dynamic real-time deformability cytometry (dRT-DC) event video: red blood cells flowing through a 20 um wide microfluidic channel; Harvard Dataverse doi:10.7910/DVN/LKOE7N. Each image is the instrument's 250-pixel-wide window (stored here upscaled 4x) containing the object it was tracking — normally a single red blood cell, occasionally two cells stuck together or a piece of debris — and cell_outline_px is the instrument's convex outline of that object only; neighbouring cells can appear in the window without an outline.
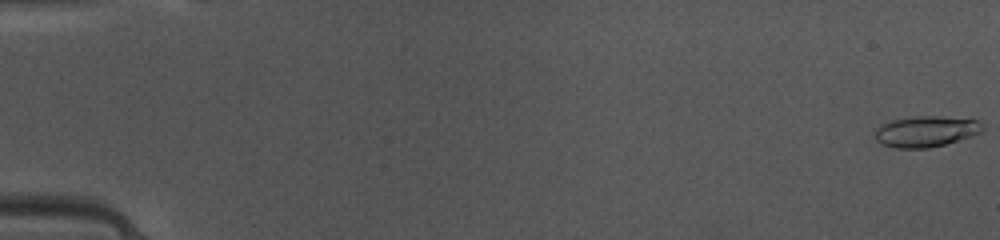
{"species": "common noctule bat (a hibernating species)", "species_latin": "Nyctalus noctula", "temperature_condition": "warm", "stored_images_in_passage": 49, "camera_frame_rate_fps": 3000, "um_per_image_px": 0.085, "animal": {"sex": "female", "body_mass_g": 10.0, "forearm_length_mm": 53.1}, "frame": {"image": 1, "passage_image": 1, "time_ms": 0.0, "image_size_px": [1000, 240], "cell_outline_px": [[984, 128], [980, 132], [972, 136], [944, 144], [928, 148], [896, 148], [884, 144], [876, 140], [876, 128], [892, 120], [916, 116], [940, 116], [976, 120], [984, 124]], "centroid_in_image_um": [78.73, 11.17], "position_along_channel_um": 6.3, "area_um2": 19.13}}
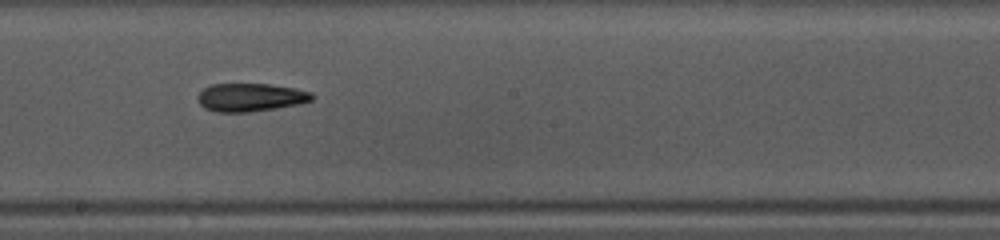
{"frame": {"image": 2, "passage_image": 28, "time_ms": 9.0, "image_size_px": [1000, 240], "cell_outline_px": [[312, 100], [300, 104], [276, 108], [248, 112], [216, 112], [204, 108], [200, 104], [196, 96], [204, 88], [212, 84], [268, 84], [296, 88], [312, 92]], "centroid_in_image_um": [21.28, 8.27], "position_along_channel_um": 226.9, "area_um2": 18.79}}
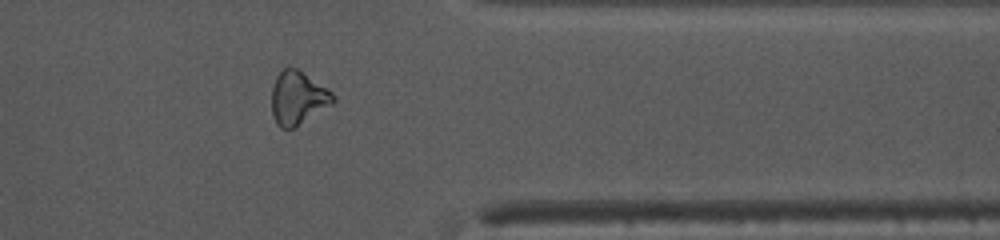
{"frame": {"image": 3, "passage_image": 40, "time_ms": 13.0, "image_size_px": [1000, 240], "cell_outline_px": [[336, 100], [332, 104], [288, 132], [280, 128], [276, 124], [272, 116], [272, 88], [276, 76], [284, 68], [296, 68], [328, 88], [336, 96]], "centroid_in_image_um": [25.31, 8.37], "position_along_channel_um": 386.1, "area_um2": 19.31}, "authors_computed_cell_mechanics": {"area_um2": 18.785, "velocity_mm_per_s": 4.1886, "shape_relaxation_time_tau1_ms": 10.0695, "shape_relaxation_time_tau2_ms": null, "deformation_change_tau1": 0.2302, "deformation_change_tau2": null}}